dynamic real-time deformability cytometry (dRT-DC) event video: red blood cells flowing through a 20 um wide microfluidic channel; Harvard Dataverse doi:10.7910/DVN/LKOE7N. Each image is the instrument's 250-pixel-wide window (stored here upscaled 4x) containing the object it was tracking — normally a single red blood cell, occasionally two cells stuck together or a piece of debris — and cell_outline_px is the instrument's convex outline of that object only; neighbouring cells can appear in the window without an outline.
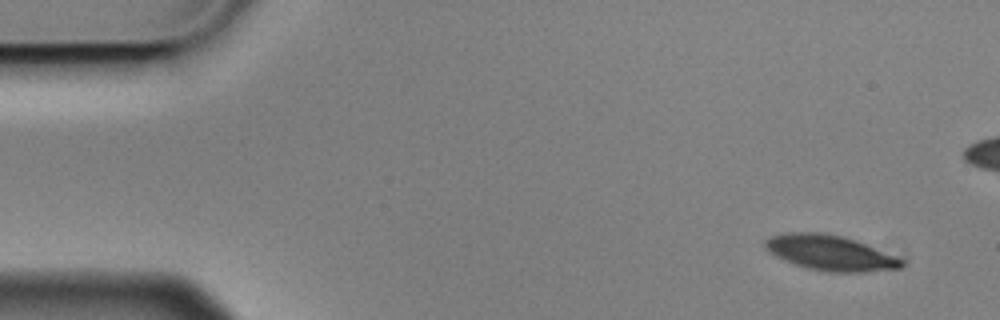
{"species": "Egyptian fruit bat (a non-hibernating species)", "species_latin": "Rousettus aegyptiacus", "temperature_condition": "cold", "stored_images_in_passage": 7, "camera_frame_rate_fps": 3000, "um_per_image_px": 0.085, "animal": {"sex": "male"}, "frame": {"image": 1, "passage_image": 1, "time_ms": 0.0, "image_size_px": [1000, 320], "cell_outline_px": [[904, 264], [900, 268], [860, 272], [828, 272], [808, 268], [796, 264], [776, 256], [764, 248], [764, 240], [772, 236], [788, 232], [820, 232], [840, 236], [856, 240], [904, 260]], "centroid_in_image_um": [70.55, 21.49], "position_along_channel_um": 14.5, "area_um2": 27.63}}
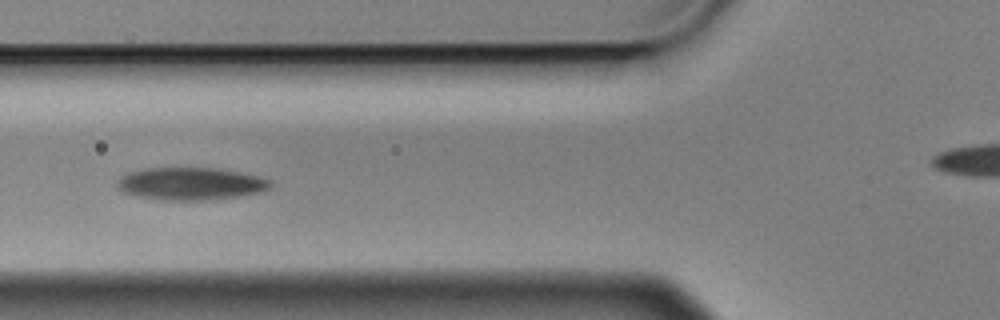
{"frame": {"image": 2, "passage_image": 6, "time_ms": 1.667, "image_size_px": [1000, 320], "cell_outline_px": [[272, 184], [268, 188], [260, 192], [236, 196], [204, 200], [164, 200], [140, 196], [120, 192], [116, 188], [116, 180], [120, 176], [128, 172], [148, 168], [220, 168], [240, 172], [272, 180]], "centroid_in_image_um": [16.15, 15.61], "position_along_channel_um": 109.7, "area_um2": 29.02}}
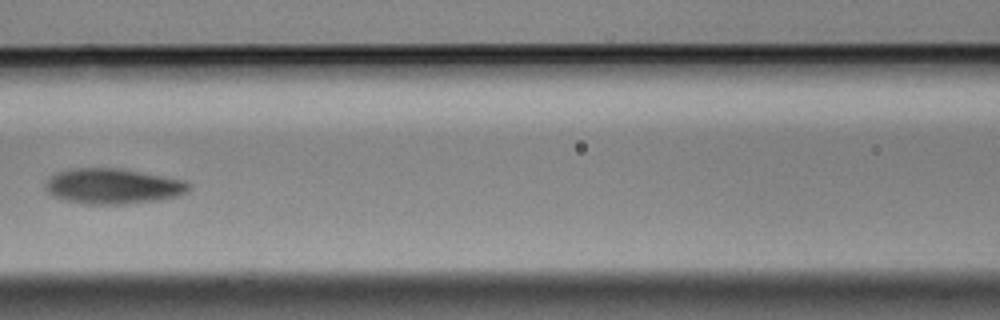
{"frame": {"image": 3, "passage_image": 7, "time_ms": 2.0, "image_size_px": [1000, 320], "cell_outline_px": [[192, 188], [188, 192], [176, 196], [160, 200], [124, 204], [88, 204], [64, 200], [52, 196], [44, 188], [48, 176], [56, 172], [68, 168], [116, 168], [184, 180], [192, 184]], "centroid_in_image_um": [9.57, 15.83], "position_along_channel_um": 157.0, "area_um2": 29.77}}